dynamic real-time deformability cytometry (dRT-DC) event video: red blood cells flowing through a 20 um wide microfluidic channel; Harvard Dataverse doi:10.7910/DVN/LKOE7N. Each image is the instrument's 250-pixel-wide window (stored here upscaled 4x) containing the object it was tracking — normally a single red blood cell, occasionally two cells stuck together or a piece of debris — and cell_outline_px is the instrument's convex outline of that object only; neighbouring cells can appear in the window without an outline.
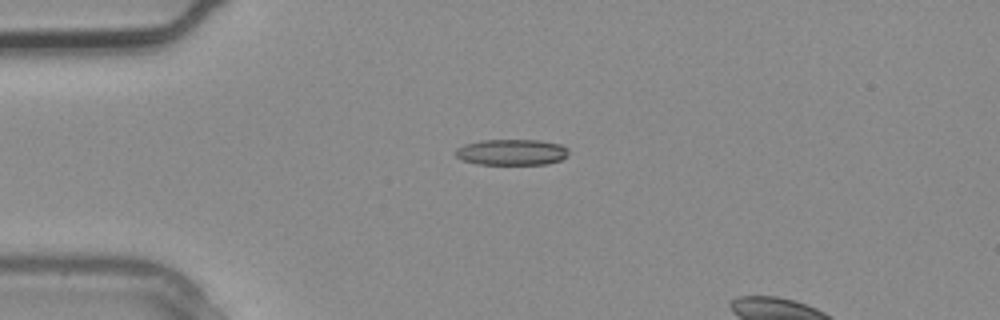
{"species": "common noctule bat (a hibernating species)", "species_latin": "Nyctalus noctula", "temperature_condition": "warm", "stored_images_in_passage": 1, "camera_frame_rate_fps": 3000, "um_per_image_px": 0.085, "animal": {"sex": "male", "body_mass_g": 20.4}, "frame": {"image": 1, "passage_image": 1, "time_ms": 0.0, "image_size_px": [1000, 320], "cell_outline_px": [[568, 156], [560, 160], [548, 164], [476, 164], [460, 160], [452, 152], [456, 148], [464, 144], [480, 140], [540, 140], [560, 144], [568, 148]], "centroid_in_image_um": [43.45, 12.93], "position_along_channel_um": 41.6, "area_um2": 17.4}}